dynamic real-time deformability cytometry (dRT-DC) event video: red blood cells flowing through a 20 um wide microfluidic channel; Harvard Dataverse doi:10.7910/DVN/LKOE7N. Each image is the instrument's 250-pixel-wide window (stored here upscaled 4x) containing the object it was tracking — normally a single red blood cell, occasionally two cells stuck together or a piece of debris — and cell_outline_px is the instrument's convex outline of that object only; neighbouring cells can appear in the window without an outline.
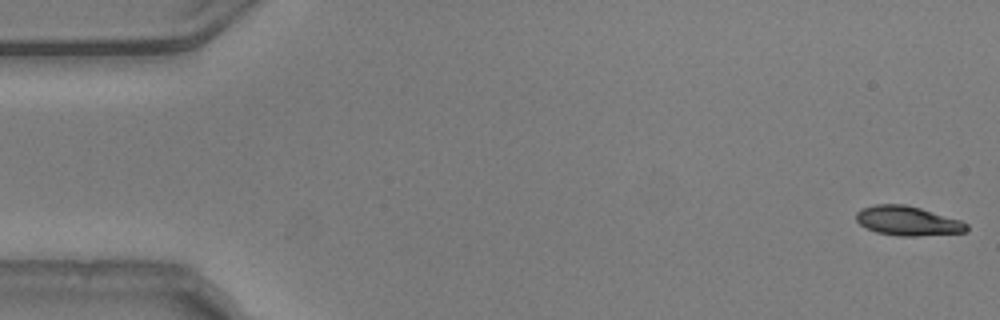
{"species": "common noctule bat (a hibernating species)", "species_latin": "Nyctalus noctula", "temperature_condition": "warm", "stored_images_in_passage": 13, "camera_frame_rate_fps": 3000, "um_per_image_px": 0.085, "animal": {"sex": "male", "body_mass_g": 20.5, "forearm_length_mm": 52.5}, "frame": {"image": 1, "passage_image": 1, "time_ms": 0.0, "image_size_px": [1000, 320], "cell_outline_px": [[968, 232], [916, 236], [896, 236], [876, 232], [860, 224], [856, 220], [856, 212], [860, 208], [876, 204], [904, 204], [920, 208], [960, 220], [968, 224]], "centroid_in_image_um": [77.14, 18.77], "position_along_channel_um": 7.9, "area_um2": 18.96}}